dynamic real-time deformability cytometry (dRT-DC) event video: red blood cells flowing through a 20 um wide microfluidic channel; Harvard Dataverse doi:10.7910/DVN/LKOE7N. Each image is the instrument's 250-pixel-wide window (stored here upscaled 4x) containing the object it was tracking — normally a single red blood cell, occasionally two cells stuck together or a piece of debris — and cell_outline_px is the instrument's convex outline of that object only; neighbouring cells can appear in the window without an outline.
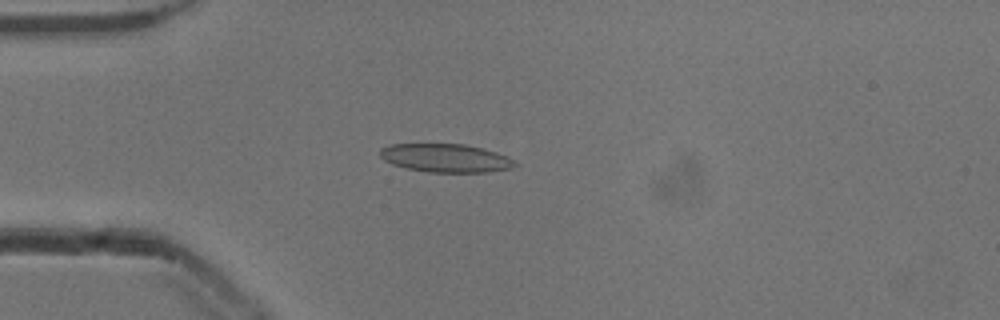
{"species": "common noctule bat (a hibernating species)", "species_latin": "Nyctalus noctula", "temperature_condition": "cold", "stored_images_in_passage": 52, "camera_frame_rate_fps": 3000, "um_per_image_px": 0.085, "animal": {"sex": "male", "body_mass_g": 13.3}, "frame": {"image": 1, "passage_image": 13, "time_ms": 4.0, "image_size_px": [1000, 320], "cell_outline_px": [[520, 164], [512, 168], [488, 172], [428, 172], [408, 168], [392, 164], [384, 160], [380, 156], [380, 148], [388, 144], [464, 144], [496, 152], [508, 156]], "centroid_in_image_um": [37.9, 13.43], "position_along_channel_um": 47.1, "area_um2": 22.37}}
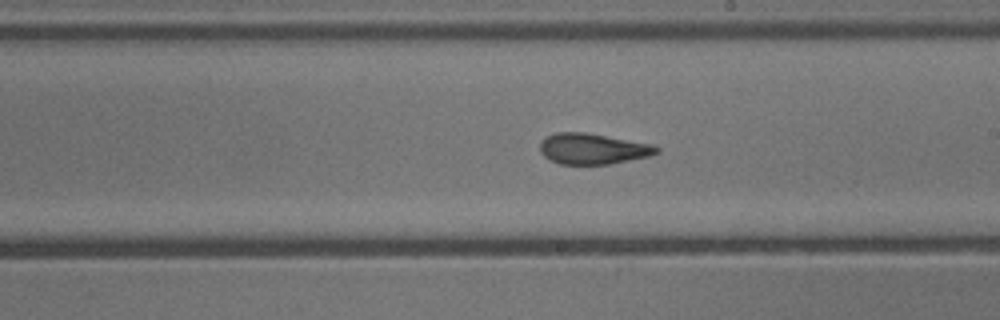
{"frame": {"image": 2, "passage_image": 29, "time_ms": 9.333, "image_size_px": [1000, 320], "cell_outline_px": [[660, 152], [648, 156], [608, 164], [560, 164], [544, 156], [540, 152], [540, 140], [556, 132], [584, 132], [652, 144], [660, 148]], "centroid_in_image_um": [50.37, 12.64], "position_along_channel_um": 238.6, "area_um2": 20.75}}
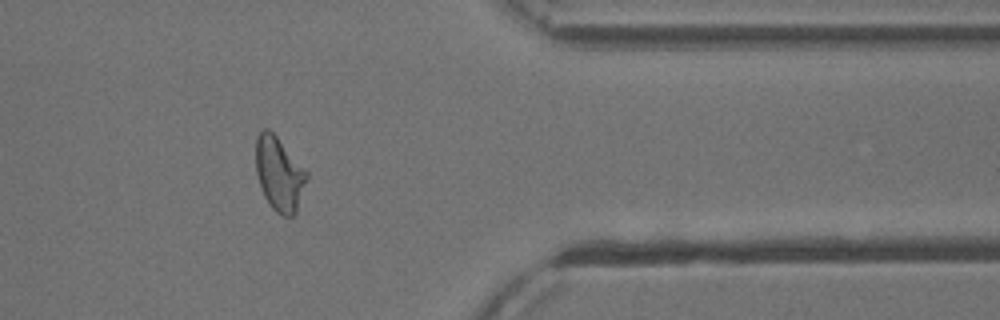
{"frame": {"image": 3, "passage_image": 42, "time_ms": 13.667, "image_size_px": [1000, 320], "cell_outline_px": [[308, 176], [296, 212], [292, 216], [280, 216], [272, 208], [264, 196], [256, 172], [256, 136], [264, 128], [268, 128], [276, 136], [308, 172]], "centroid_in_image_um": [23.73, 14.79], "position_along_channel_um": 387.7, "area_um2": 21.73}, "authors_computed_cell_mechanics": {"area_um2": 21.675, "velocity_mm_per_s": 3.8647, "shape_relaxation_time_tau1_ms": 4.0736, "shape_relaxation_time_tau2_ms": 1.4027, "deformation_change_tau1": 0.1656, "deformation_change_tau2": 0.0983}}